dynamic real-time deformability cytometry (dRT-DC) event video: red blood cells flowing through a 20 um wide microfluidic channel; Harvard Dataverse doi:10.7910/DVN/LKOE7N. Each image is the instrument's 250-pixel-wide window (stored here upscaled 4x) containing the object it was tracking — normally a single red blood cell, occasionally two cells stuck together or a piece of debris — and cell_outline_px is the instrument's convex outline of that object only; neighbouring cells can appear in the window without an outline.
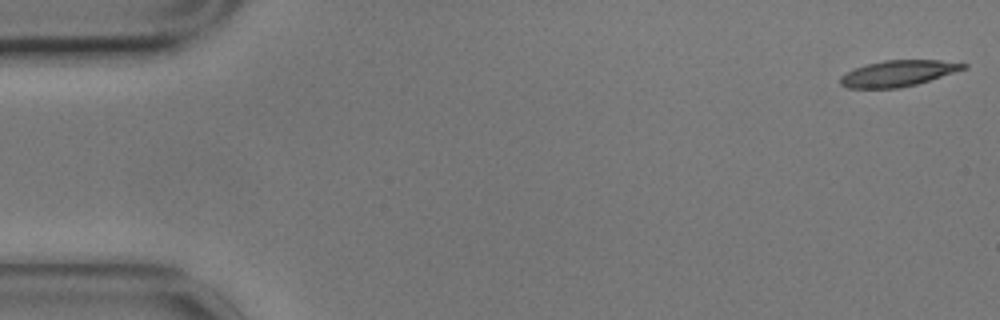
{"species": "common noctule bat (a hibernating species)", "species_latin": "Nyctalus noctula", "temperature_condition": "cold", "stored_images_in_passage": 50, "camera_frame_rate_fps": 3000, "um_per_image_px": 0.085, "animal": {"sex": "male", "body_mass_g": 17.9}, "frame": {"image": 1, "passage_image": 1, "time_ms": 0.0, "image_size_px": [1000, 320], "cell_outline_px": [[968, 68], [916, 84], [900, 88], [848, 88], [840, 84], [840, 76], [856, 68], [868, 64], [884, 60], [940, 60], [968, 64]], "centroid_in_image_um": [76.35, 6.24], "position_along_channel_um": 8.6, "area_um2": 18.5}}
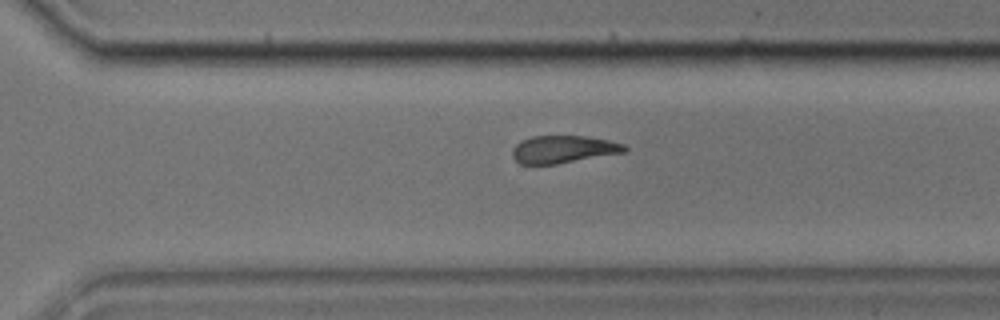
{"frame": {"image": 2, "passage_image": 39, "time_ms": 12.667, "image_size_px": [1000, 320], "cell_outline_px": [[628, 148], [624, 152], [556, 164], [520, 164], [512, 156], [512, 148], [520, 140], [532, 136], [584, 136], [608, 140], [624, 144]], "centroid_in_image_um": [47.84, 12.68], "position_along_channel_um": 322.8, "area_um2": 17.92}}
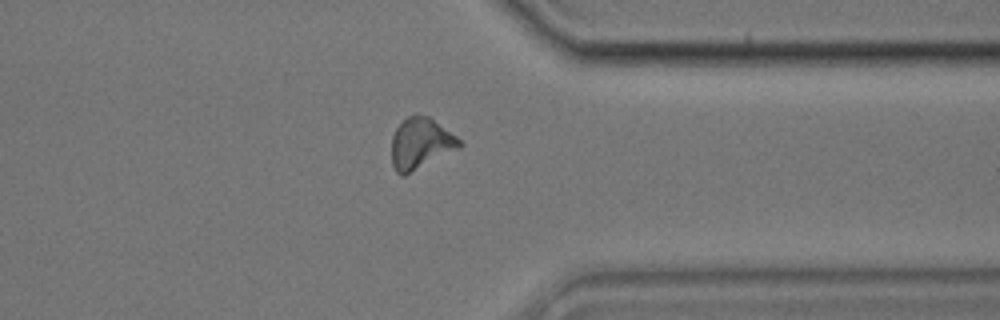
{"frame": {"image": 3, "passage_image": 44, "time_ms": 14.333, "image_size_px": [1000, 320], "cell_outline_px": [[464, 144], [460, 148], [404, 176], [400, 176], [396, 172], [392, 164], [392, 136], [396, 128], [408, 116], [416, 112], [428, 116], [456, 136]], "centroid_in_image_um": [35.75, 12.2], "position_along_channel_um": 375.7, "area_um2": 20.29}, "authors_computed_cell_mechanics": {"area_um2": 19.3341, "velocity_mm_per_s": 3.4774, "shape_relaxation_time_tau1_ms": 5.4705, "shape_relaxation_time_tau2_ms": 6.4598, "deformation_change_tau1": 0.147, "deformation_change_tau2": 0.168}}